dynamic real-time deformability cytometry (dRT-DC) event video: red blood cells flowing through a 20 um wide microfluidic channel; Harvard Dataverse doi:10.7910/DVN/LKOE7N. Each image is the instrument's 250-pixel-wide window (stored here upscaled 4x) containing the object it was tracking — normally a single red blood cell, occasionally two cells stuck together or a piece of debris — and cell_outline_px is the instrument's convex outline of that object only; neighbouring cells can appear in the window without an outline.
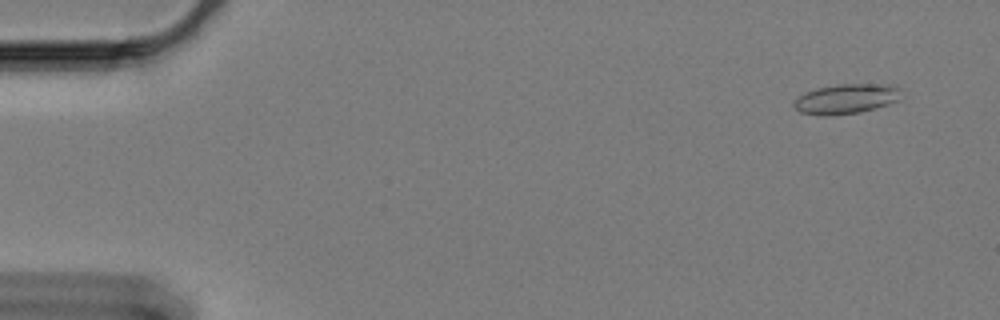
{"species": "Egyptian fruit bat (a non-hibernating species)", "species_latin": "Rousettus aegyptiacus", "temperature_condition": "cold", "stored_images_in_passage": 61, "camera_frame_rate_fps": 3000, "um_per_image_px": 0.085, "animal": {"sex": "female"}, "frame": {"image": 1, "passage_image": 4, "time_ms": 1.0, "image_size_px": [1000, 320], "cell_outline_px": [[900, 100], [888, 104], [860, 112], [824, 116], [820, 116], [800, 112], [792, 104], [804, 92], [816, 88], [840, 84], [892, 84], [900, 88]], "centroid_in_image_um": [71.94, 8.39], "position_along_channel_um": 13.1, "area_um2": 18.67}}
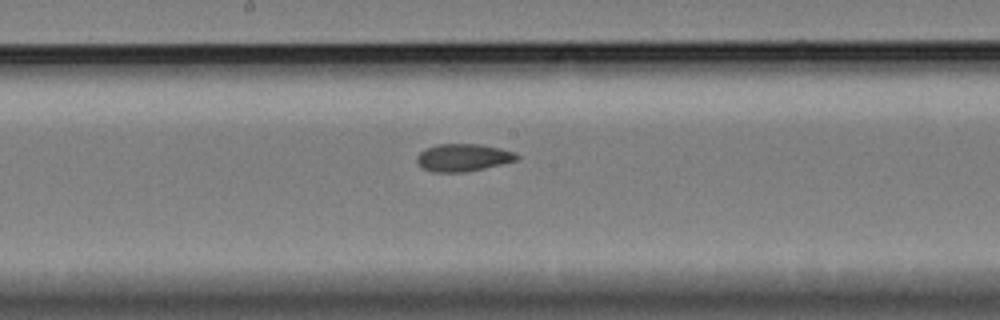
{"frame": {"image": 2, "passage_image": 32, "time_ms": 10.333, "image_size_px": [1000, 320], "cell_outline_px": [[520, 156], [516, 160], [484, 168], [464, 172], [432, 172], [420, 168], [416, 160], [416, 156], [424, 148], [436, 144], [480, 144], [500, 148], [516, 152]], "centroid_in_image_um": [39.31, 13.39], "position_along_channel_um": 208.9, "area_um2": 16.18}}
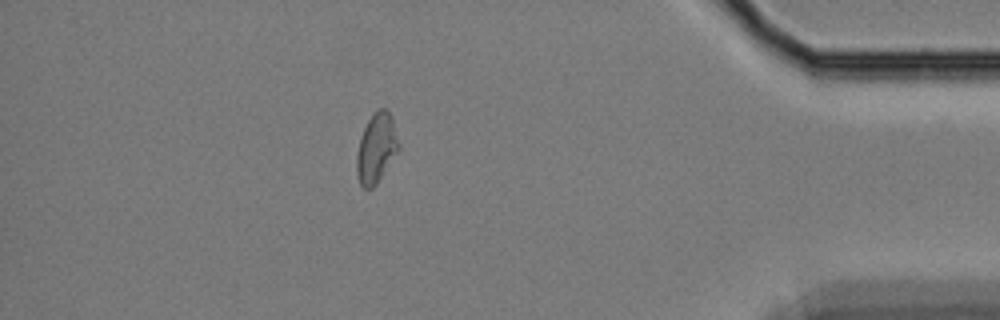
{"frame": {"image": 3, "passage_image": 53, "time_ms": 17.333, "image_size_px": [1000, 320], "cell_outline_px": [[400, 148], [376, 184], [372, 188], [364, 188], [360, 184], [356, 172], [356, 156], [360, 140], [364, 128], [368, 120], [380, 108], [384, 108], [392, 116], [400, 144]], "centroid_in_image_um": [32.0, 12.6], "position_along_channel_um": 403.2, "area_um2": 16.82}, "authors_computed_cell_mechanics": {"area_um2": 16.6464, "velocity_mm_per_s": 3.3396, "shape_relaxation_time_tau1_ms": null, "shape_relaxation_time_tau2_ms": 2.6182, "deformation_change_tau1": null, "deformation_change_tau2": 0.0725}}